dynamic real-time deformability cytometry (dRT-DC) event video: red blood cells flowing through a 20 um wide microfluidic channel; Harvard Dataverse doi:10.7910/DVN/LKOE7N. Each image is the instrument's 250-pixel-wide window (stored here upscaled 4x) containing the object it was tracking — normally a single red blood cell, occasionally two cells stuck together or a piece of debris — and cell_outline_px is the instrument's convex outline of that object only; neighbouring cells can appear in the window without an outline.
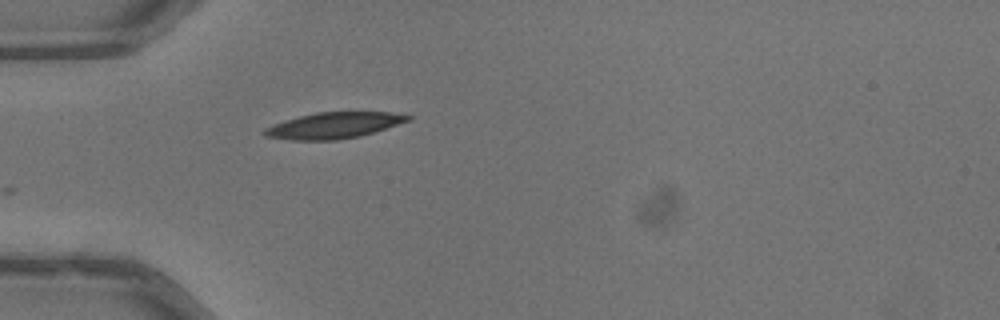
{"species": "common noctule bat (a hibernating species)", "species_latin": "Nyctalus noctula", "temperature_condition": "warm", "stored_images_in_passage": 9, "camera_frame_rate_fps": 3000, "um_per_image_px": 0.085, "animal": {"sex": "male", "body_mass_g": 13.3}, "frame": {"image": 1, "passage_image": 1, "time_ms": 0.0, "image_size_px": [1000, 320], "cell_outline_px": [[412, 120], [360, 136], [336, 140], [288, 140], [264, 136], [260, 132], [264, 128], [284, 120], [316, 112], [388, 112], [412, 116]], "centroid_in_image_um": [28.33, 10.66], "position_along_channel_um": 56.7, "area_um2": 21.85}}
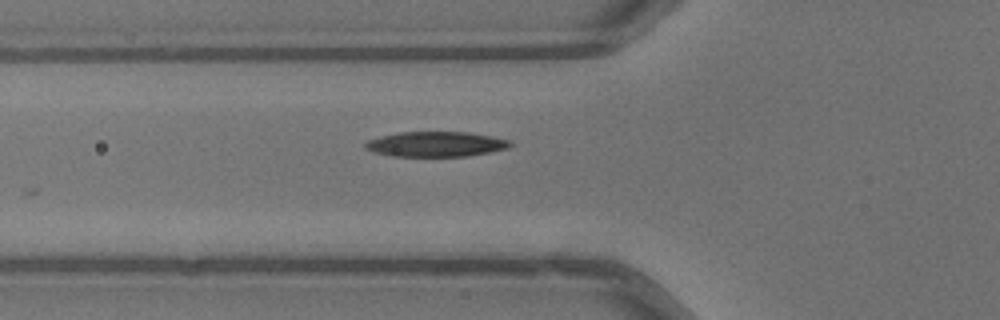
{"frame": {"image": 2, "passage_image": 4, "time_ms": 1.0, "image_size_px": [1000, 320], "cell_outline_px": [[512, 144], [508, 148], [492, 152], [468, 156], [392, 156], [376, 152], [364, 148], [364, 144], [368, 140], [380, 136], [400, 132], [468, 132], [492, 136], [508, 140]], "centroid_in_image_um": [37.06, 12.25], "position_along_channel_um": 88.7, "area_um2": 21.15}}
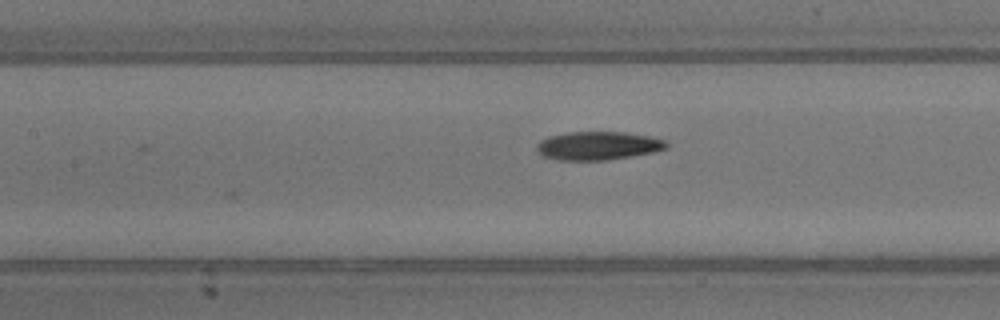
{"frame": {"image": 3, "passage_image": 9, "time_ms": 2.667, "image_size_px": [1000, 320], "cell_outline_px": [[668, 148], [652, 152], [604, 160], [560, 160], [544, 156], [536, 148], [536, 144], [540, 140], [548, 136], [568, 132], [624, 132], [648, 136], [664, 140], [668, 144]], "centroid_in_image_um": [50.81, 12.37], "position_along_channel_um": 156.6, "area_um2": 21.21}}